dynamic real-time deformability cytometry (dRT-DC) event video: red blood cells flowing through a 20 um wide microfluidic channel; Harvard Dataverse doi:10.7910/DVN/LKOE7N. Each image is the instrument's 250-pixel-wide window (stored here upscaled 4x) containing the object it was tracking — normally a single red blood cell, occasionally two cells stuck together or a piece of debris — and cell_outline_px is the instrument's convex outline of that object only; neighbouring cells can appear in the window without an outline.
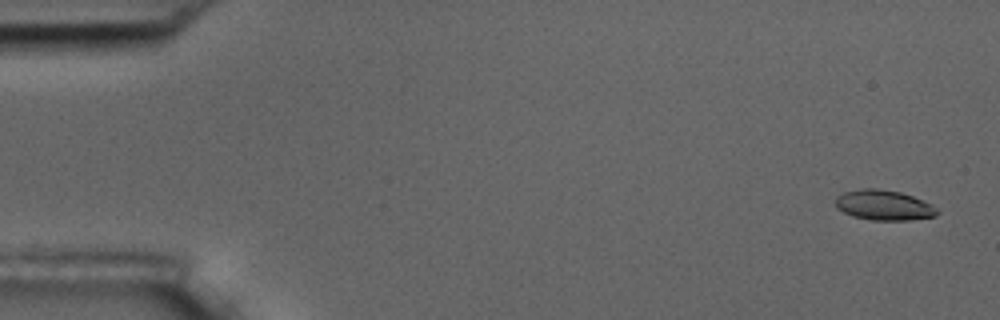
{"species": "common noctule bat (a hibernating species)", "species_latin": "Nyctalus noctula", "temperature_condition": "room temperature", "stored_images_in_passage": 6, "segment_of_instrument_passage": [1, 2], "camera_frame_rate_fps": 3000, "um_per_image_px": 0.085, "animal": {"sex": "male", "body_mass_g": 17.5, "forearm_length_mm": 52.3}, "frame": {"image": 1, "passage_image": 1, "time_ms": 0.0, "image_size_px": [1000, 320], "cell_outline_px": [[940, 212], [936, 216], [908, 220], [872, 220], [852, 216], [836, 208], [836, 196], [844, 192], [860, 188], [876, 188], [900, 192], [912, 196], [932, 204]], "centroid_in_image_um": [75.12, 17.44], "position_along_channel_um": 9.9, "area_um2": 17.92}}
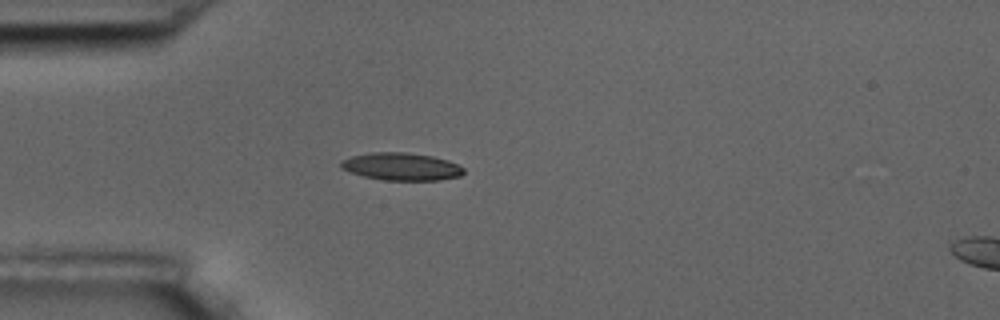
{"frame": {"image": 2, "passage_image": 5, "time_ms": 4.667, "image_size_px": [1000, 320], "cell_outline_px": [[464, 172], [460, 176], [440, 180], [384, 180], [364, 176], [340, 168], [340, 160], [352, 156], [372, 152], [408, 152], [432, 156], [448, 160], [464, 168]], "centroid_in_image_um": [34.11, 14.15], "position_along_channel_um": 50.9, "area_um2": 19.71}}